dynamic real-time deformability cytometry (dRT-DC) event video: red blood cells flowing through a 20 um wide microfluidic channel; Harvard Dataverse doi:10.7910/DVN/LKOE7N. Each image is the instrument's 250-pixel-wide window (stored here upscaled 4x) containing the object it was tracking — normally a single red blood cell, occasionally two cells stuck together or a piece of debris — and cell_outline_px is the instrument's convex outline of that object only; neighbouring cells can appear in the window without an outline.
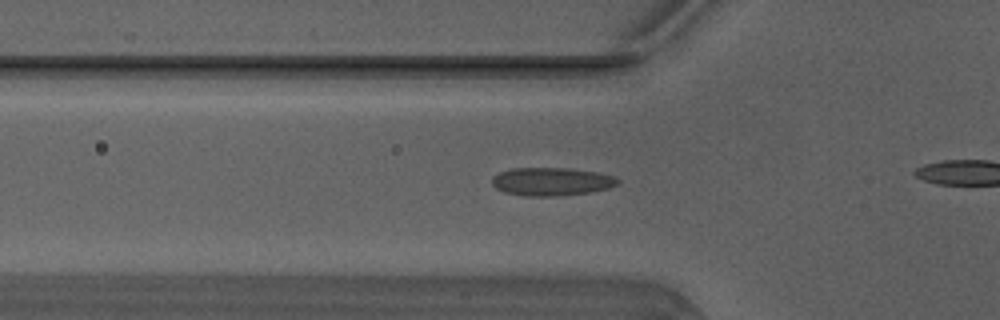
{"species": "Egyptian fruit bat (a non-hibernating species)", "species_latin": "Rousettus aegyptiacus", "temperature_condition": "warm", "stored_images_in_passage": 12, "camera_frame_rate_fps": 3000, "um_per_image_px": 0.085, "animal": {"sex": "male"}, "frame": {"image": 1, "passage_image": 7, "time_ms": 2.0, "image_size_px": [1000, 320], "cell_outline_px": [[620, 184], [608, 188], [592, 192], [556, 196], [524, 196], [504, 192], [496, 188], [492, 184], [492, 176], [500, 172], [512, 168], [564, 168], [596, 172], [612, 176], [620, 180]], "centroid_in_image_um": [46.86, 15.44], "position_along_channel_um": 78.9, "area_um2": 20.63}}